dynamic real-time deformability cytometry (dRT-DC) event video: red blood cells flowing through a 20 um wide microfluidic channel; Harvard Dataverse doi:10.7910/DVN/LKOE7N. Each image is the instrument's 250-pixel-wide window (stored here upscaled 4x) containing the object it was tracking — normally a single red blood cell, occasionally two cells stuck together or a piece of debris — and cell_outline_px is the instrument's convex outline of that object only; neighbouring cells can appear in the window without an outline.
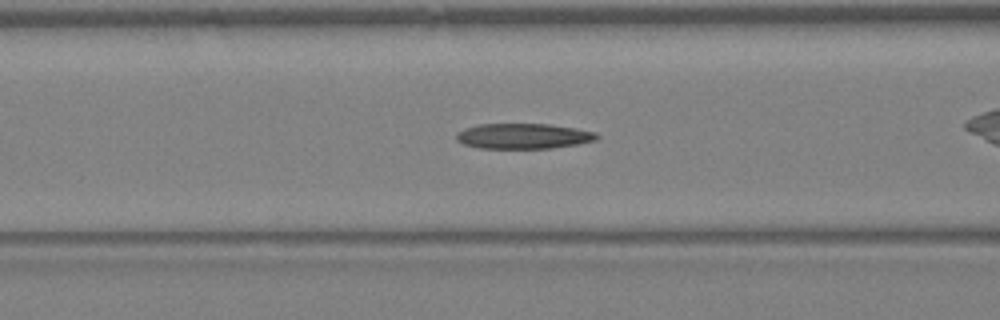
{"species": "Egyptian fruit bat (a non-hibernating species)", "species_latin": "Rousettus aegyptiacus", "temperature_condition": "warm", "stored_images_in_passage": 31, "camera_frame_rate_fps": 3000, "um_per_image_px": 0.085, "animal": {"sex": "female"}, "frame": {"image": 1, "passage_image": 14, "time_ms": 4.333, "image_size_px": [1000, 320], "cell_outline_px": [[600, 136], [596, 140], [576, 144], [552, 148], [476, 148], [464, 144], [456, 140], [456, 132], [464, 128], [480, 124], [548, 124], [576, 128], [596, 132]], "centroid_in_image_um": [44.47, 11.57], "position_along_channel_um": 122.1, "area_um2": 20.81}}